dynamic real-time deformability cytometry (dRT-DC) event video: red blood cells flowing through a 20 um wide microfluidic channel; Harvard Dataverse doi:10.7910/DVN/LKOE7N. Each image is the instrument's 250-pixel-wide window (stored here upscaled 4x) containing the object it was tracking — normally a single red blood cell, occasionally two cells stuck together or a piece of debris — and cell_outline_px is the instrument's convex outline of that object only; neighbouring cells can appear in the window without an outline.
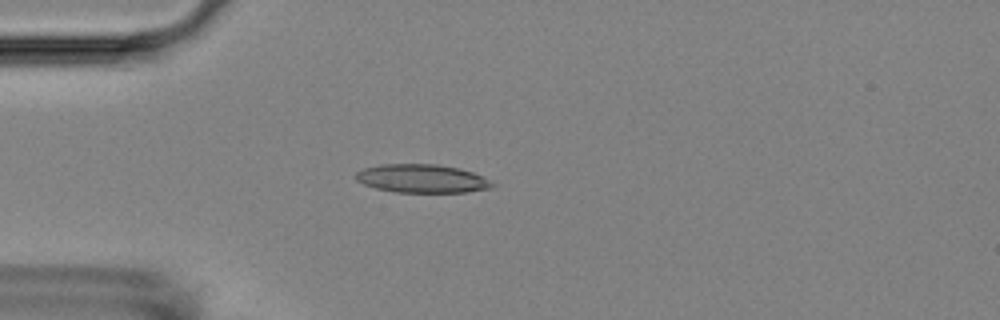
{"species": "Egyptian fruit bat (a non-hibernating species)", "species_latin": "Rousettus aegyptiacus", "temperature_condition": "room temperature", "stored_images_in_passage": 47, "camera_frame_rate_fps": 3000, "um_per_image_px": 0.085, "animal": {"sex": "female"}, "frame": {"image": 1, "passage_image": 7, "time_ms": 2.0, "image_size_px": [1000, 320], "cell_outline_px": [[496, 184], [492, 188], [468, 192], [396, 192], [376, 188], [364, 184], [356, 180], [356, 172], [364, 168], [380, 164], [436, 164], [460, 168], [472, 172]], "centroid_in_image_um": [35.87, 15.18], "position_along_channel_um": 49.1, "area_um2": 22.54}}
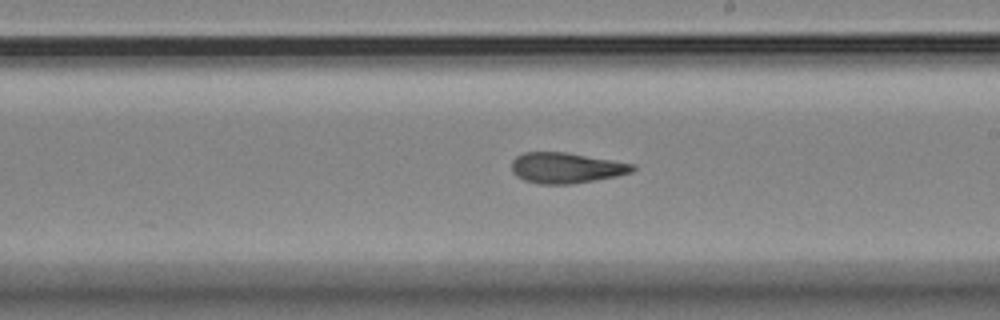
{"frame": {"image": 2, "passage_image": 24, "time_ms": 7.667, "image_size_px": [1000, 320], "cell_outline_px": [[636, 168], [632, 172], [616, 176], [572, 184], [540, 184], [524, 180], [516, 176], [512, 172], [512, 160], [516, 156], [524, 152], [564, 152], [636, 164]], "centroid_in_image_um": [48.11, 14.27], "position_along_channel_um": 240.9, "area_um2": 21.56}}
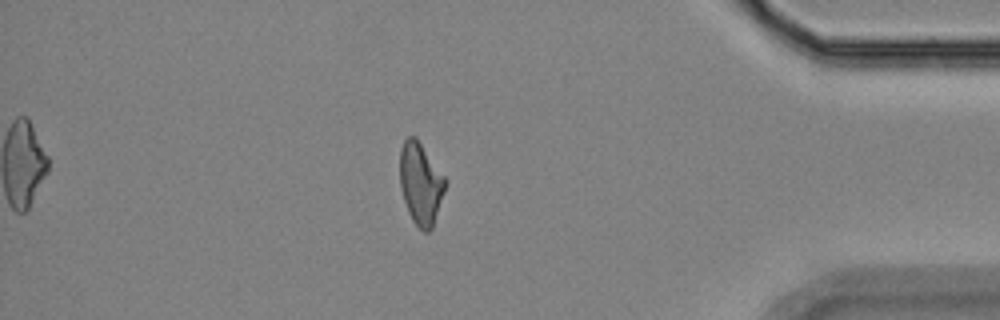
{"frame": {"image": 3, "passage_image": 40, "time_ms": 13.0, "image_size_px": [1000, 320], "cell_outline_px": [[444, 192], [432, 228], [428, 232], [424, 232], [412, 220], [408, 212], [400, 188], [400, 148], [404, 140], [408, 136], [416, 136], [444, 176]], "centroid_in_image_um": [35.72, 15.58], "position_along_channel_um": 399.5, "area_um2": 21.39}, "authors_computed_cell_mechanics": {"area_um2": 21.964, "velocity_mm_per_s": 3.5962, "shape_relaxation_time_tau1_ms": 8.2244, "shape_relaxation_time_tau2_ms": 2.9659, "deformation_change_tau1": 0.231, "deformation_change_tau2": 0.1224}}